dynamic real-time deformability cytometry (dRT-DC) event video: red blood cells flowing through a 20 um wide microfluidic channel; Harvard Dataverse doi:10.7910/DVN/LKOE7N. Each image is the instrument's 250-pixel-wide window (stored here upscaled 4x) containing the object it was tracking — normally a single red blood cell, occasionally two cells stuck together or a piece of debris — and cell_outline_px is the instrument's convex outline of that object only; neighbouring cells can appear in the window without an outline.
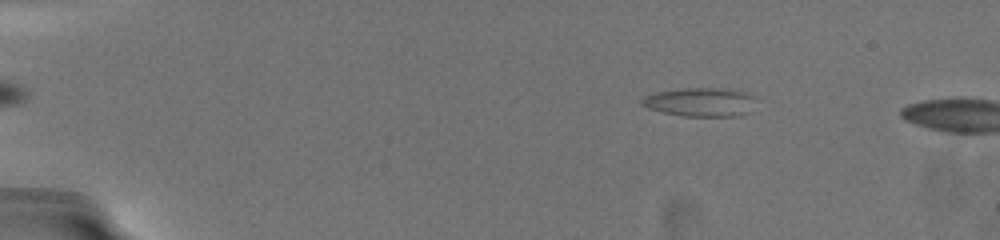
{"species": "common noctule bat (a hibernating species)", "species_latin": "Nyctalus noctula", "temperature_condition": "warm", "stored_images_in_passage": 8, "camera_frame_rate_fps": 3000, "um_per_image_px": 0.085, "animal": {"sex": "female", "body_mass_g": 19.5, "forearm_length_mm": 54.1}, "frame": {"image": 1, "passage_image": 5, "time_ms": 1.667, "image_size_px": [1000, 240], "cell_outline_px": [[752, 96], [748, 112], [736, 116], [680, 116], [648, 108], [640, 100], [644, 96], [660, 92], [688, 88], [716, 88], [744, 92]], "centroid_in_image_um": [59.47, 8.69], "position_along_channel_um": 25.5, "area_um2": 18.38}}